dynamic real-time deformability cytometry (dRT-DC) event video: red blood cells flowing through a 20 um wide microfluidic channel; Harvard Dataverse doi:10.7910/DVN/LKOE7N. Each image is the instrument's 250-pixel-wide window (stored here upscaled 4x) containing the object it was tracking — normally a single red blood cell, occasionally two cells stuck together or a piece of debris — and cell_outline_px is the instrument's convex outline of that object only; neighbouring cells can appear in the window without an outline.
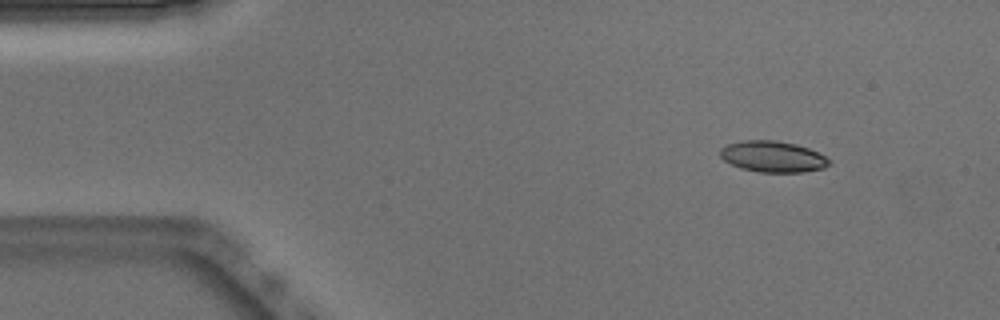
{"species": "Egyptian fruit bat (a non-hibernating species)", "species_latin": "Rousettus aegyptiacus", "temperature_condition": "warm", "stored_images_in_passage": 51, "camera_frame_rate_fps": 3000, "um_per_image_px": 0.085, "animal": {"sex": "male"}, "frame": {"image": 1, "passage_image": 5, "time_ms": 1.333, "image_size_px": [1000, 320], "cell_outline_px": [[832, 160], [824, 168], [804, 172], [760, 172], [740, 168], [724, 160], [720, 156], [720, 148], [728, 144], [744, 140], [776, 140], [796, 144], [808, 148]], "centroid_in_image_um": [65.68, 13.31], "position_along_channel_um": 19.3, "area_um2": 19.71}}
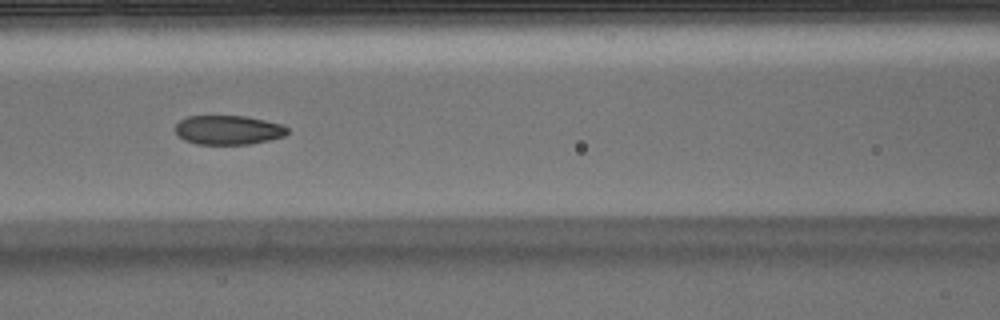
{"frame": {"image": 2, "passage_image": 21, "time_ms": 6.667, "image_size_px": [1000, 320], "cell_outline_px": [[288, 132], [284, 136], [268, 140], [248, 144], [196, 144], [184, 140], [176, 132], [176, 124], [180, 120], [188, 116], [244, 116], [284, 124], [288, 128]], "centroid_in_image_um": [19.41, 11.04], "position_along_channel_um": 147.2, "area_um2": 19.02}}
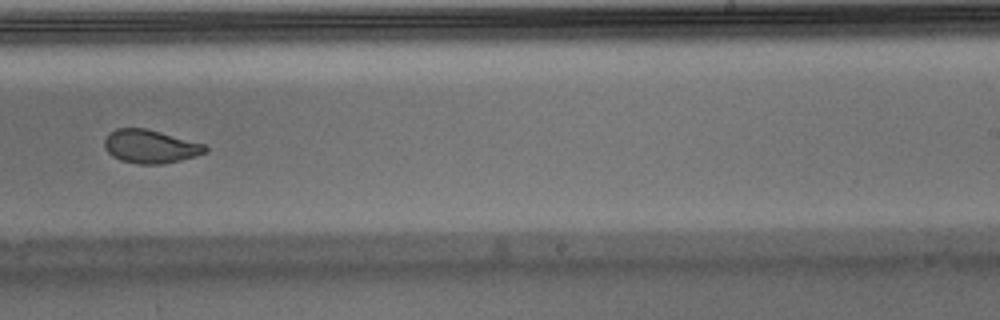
{"frame": {"image": 3, "passage_image": 31, "time_ms": 10.0, "image_size_px": [1000, 320], "cell_outline_px": [[208, 152], [196, 156], [180, 160], [160, 164], [140, 164], [120, 160], [112, 156], [104, 148], [104, 140], [116, 128], [144, 128], [160, 132], [204, 144], [208, 148]], "centroid_in_image_um": [12.78, 12.46], "position_along_channel_um": 276.2, "area_um2": 19.42}, "authors_computed_cell_mechanics": {"area_um2": 20.1722, "velocity_mm_per_s": 3.8801, "shape_relaxation_time_tau1_ms": 7.4634, "shape_relaxation_time_tau2_ms": 1.3156, "deformation_change_tau1": 0.1948, "deformation_change_tau2": 0.055}}